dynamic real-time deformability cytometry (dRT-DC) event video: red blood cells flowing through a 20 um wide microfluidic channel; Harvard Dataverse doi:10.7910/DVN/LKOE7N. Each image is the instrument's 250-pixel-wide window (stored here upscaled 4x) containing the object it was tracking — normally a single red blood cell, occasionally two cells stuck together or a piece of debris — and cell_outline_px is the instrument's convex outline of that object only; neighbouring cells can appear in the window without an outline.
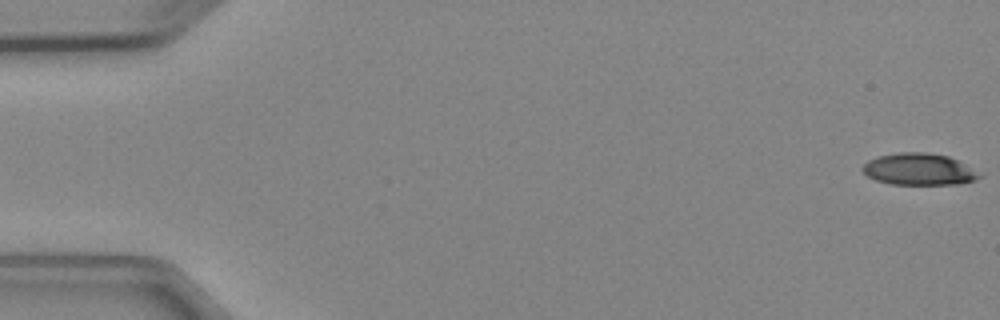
{"species": "Egyptian fruit bat (a non-hibernating species)", "species_latin": "Rousettus aegyptiacus", "temperature_condition": "cold", "stored_images_in_passage": 5, "camera_frame_rate_fps": 3000, "um_per_image_px": 0.085, "animal": {"sex": "female"}, "frame": {"image": 1, "passage_image": 1, "time_ms": 0.0, "image_size_px": [1000, 320], "cell_outline_px": [[984, 176], [976, 180], [960, 184], [888, 184], [876, 180], [868, 176], [864, 172], [864, 164], [868, 160], [880, 156], [900, 152], [924, 152], [948, 156], [956, 160]], "centroid_in_image_um": [78.12, 14.4], "position_along_channel_um": 6.9, "area_um2": 21.33}}
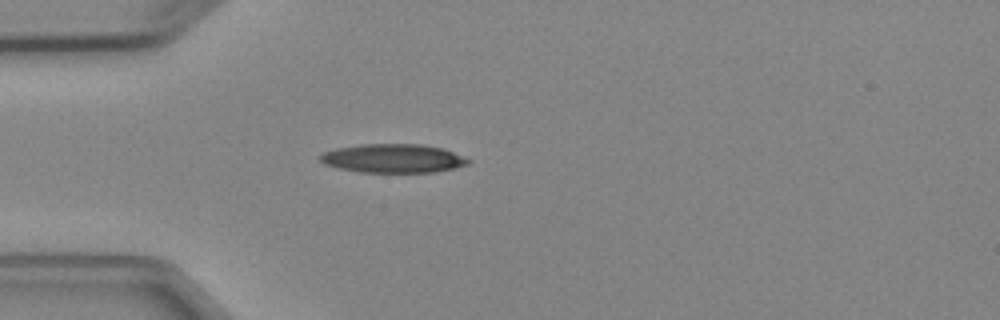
{"frame": {"image": 2, "passage_image": 5, "time_ms": 4.667, "image_size_px": [1000, 320], "cell_outline_px": [[472, 160], [468, 164], [452, 168], [432, 172], [360, 172], [340, 168], [324, 164], [320, 160], [320, 156], [324, 152], [336, 148], [360, 144], [420, 144], [444, 148]], "centroid_in_image_um": [33.42, 13.45], "position_along_channel_um": 51.6, "area_um2": 24.68}}